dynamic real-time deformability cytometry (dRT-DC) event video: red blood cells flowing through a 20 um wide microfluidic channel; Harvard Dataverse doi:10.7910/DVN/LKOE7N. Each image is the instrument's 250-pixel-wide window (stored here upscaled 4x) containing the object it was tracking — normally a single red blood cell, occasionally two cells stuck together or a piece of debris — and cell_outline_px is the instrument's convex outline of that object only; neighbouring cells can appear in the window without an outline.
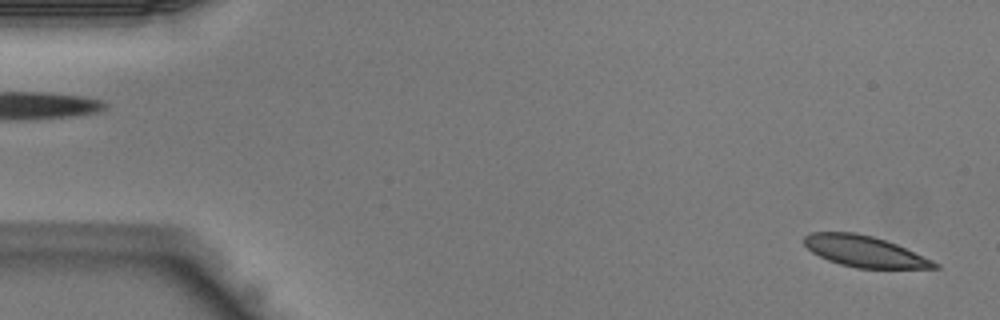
{"species": "Egyptian fruit bat (a non-hibernating species)", "species_latin": "Rousettus aegyptiacus", "temperature_condition": "warm", "stored_images_in_passage": 8, "camera_frame_rate_fps": 3000, "um_per_image_px": 0.085, "animal": {"sex": "male"}, "frame": {"image": 1, "passage_image": 1, "time_ms": 0.0, "image_size_px": [1000, 320], "cell_outline_px": [[940, 268], [856, 268], [840, 264], [828, 260], [812, 252], [804, 244], [804, 236], [812, 232], [856, 232], [872, 236], [896, 244], [932, 260], [940, 264]], "centroid_in_image_um": [73.47, 21.37], "position_along_channel_um": 11.5, "area_um2": 23.41}}